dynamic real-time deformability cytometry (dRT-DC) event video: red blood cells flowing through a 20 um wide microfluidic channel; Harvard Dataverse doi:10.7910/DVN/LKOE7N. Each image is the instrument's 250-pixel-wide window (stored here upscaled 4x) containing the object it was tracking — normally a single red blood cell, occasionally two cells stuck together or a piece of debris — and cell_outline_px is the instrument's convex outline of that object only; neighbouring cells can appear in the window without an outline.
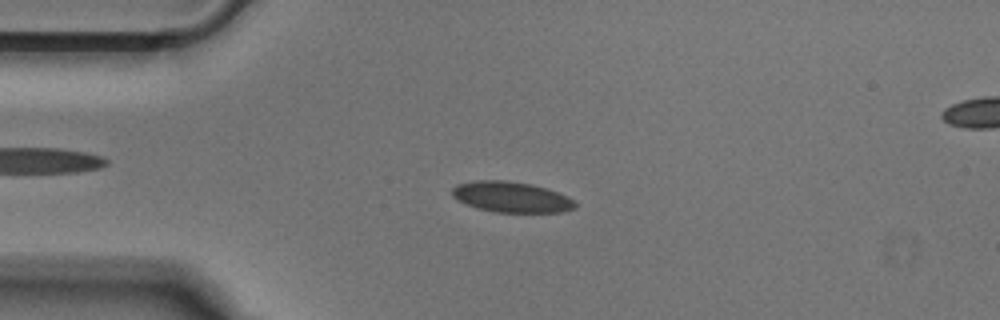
{"species": "Egyptian fruit bat (a non-hibernating species)", "species_latin": "Rousettus aegyptiacus", "temperature_condition": "cold", "stored_images_in_passage": 50, "camera_frame_rate_fps": 3000, "um_per_image_px": 0.085, "animal": {"sex": "male"}, "frame": {"image": 1, "passage_image": 11, "time_ms": 3.333, "image_size_px": [1000, 320], "cell_outline_px": [[576, 208], [564, 212], [496, 212], [476, 208], [452, 196], [452, 188], [456, 184], [476, 180], [504, 180], [532, 184], [568, 196], [576, 204]], "centroid_in_image_um": [43.46, 16.74], "position_along_channel_um": 41.5, "area_um2": 21.85}}
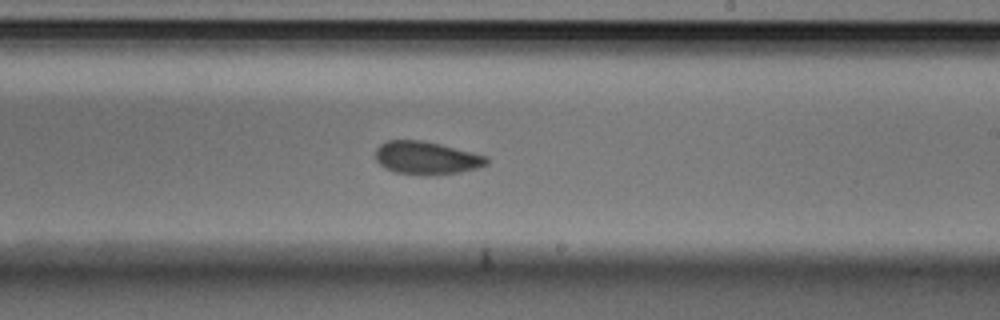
{"frame": {"image": 2, "passage_image": 29, "time_ms": 9.333, "image_size_px": [1000, 320], "cell_outline_px": [[488, 164], [476, 168], [460, 172], [424, 176], [396, 172], [384, 168], [376, 160], [376, 148], [380, 144], [388, 140], [420, 140], [440, 144], [488, 156]], "centroid_in_image_um": [36.24, 13.43], "position_along_channel_um": 252.8, "area_um2": 21.39}}
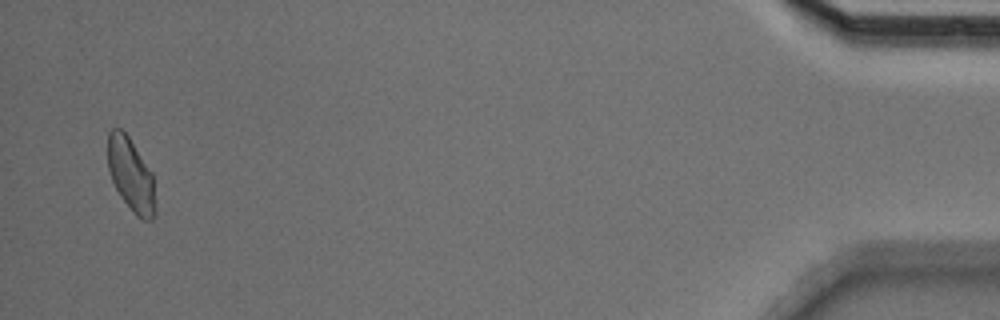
{"frame": {"image": 3, "passage_image": 49, "time_ms": 16.0, "image_size_px": [1000, 320], "cell_outline_px": [[156, 212], [152, 220], [144, 220], [136, 216], [120, 196], [112, 180], [108, 168], [108, 132], [112, 128], [120, 128], [128, 136], [152, 172], [156, 204]], "centroid_in_image_um": [11.14, 14.88], "position_along_channel_um": 424.1, "area_um2": 20.35}}